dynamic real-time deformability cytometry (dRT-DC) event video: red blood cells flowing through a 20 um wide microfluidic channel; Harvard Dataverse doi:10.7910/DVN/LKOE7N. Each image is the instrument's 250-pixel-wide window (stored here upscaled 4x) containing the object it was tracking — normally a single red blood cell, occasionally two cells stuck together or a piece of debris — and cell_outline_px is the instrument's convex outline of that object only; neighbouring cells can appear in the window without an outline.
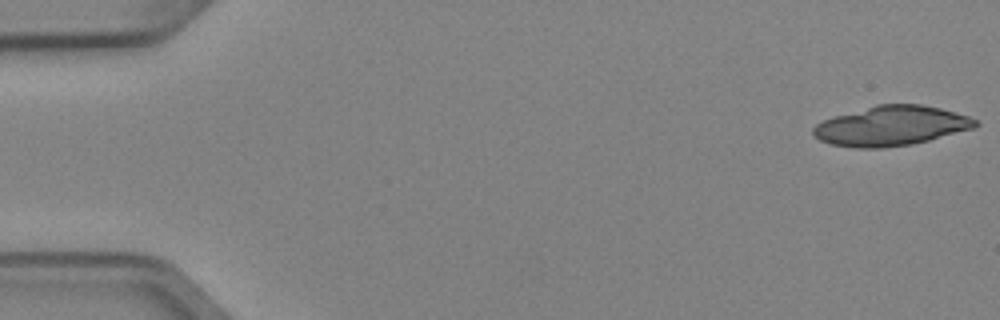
{"species": "Egyptian fruit bat (a non-hibernating species)", "species_latin": "Rousettus aegyptiacus", "temperature_condition": "cold", "stored_images_in_passage": 6, "camera_frame_rate_fps": 3000, "um_per_image_px": 0.085, "animal": {"sex": "female"}, "frame": {"image": 1, "passage_image": 1, "time_ms": 0.0, "image_size_px": [1000, 320], "cell_outline_px": [[980, 124], [976, 128], [912, 144], [884, 148], [856, 148], [832, 144], [820, 140], [812, 132], [812, 128], [816, 124], [832, 116], [876, 104], [920, 104], [940, 108], [968, 116], [976, 120]], "centroid_in_image_um": [75.75, 10.69], "position_along_channel_um": 9.2, "area_um2": 37.63}}